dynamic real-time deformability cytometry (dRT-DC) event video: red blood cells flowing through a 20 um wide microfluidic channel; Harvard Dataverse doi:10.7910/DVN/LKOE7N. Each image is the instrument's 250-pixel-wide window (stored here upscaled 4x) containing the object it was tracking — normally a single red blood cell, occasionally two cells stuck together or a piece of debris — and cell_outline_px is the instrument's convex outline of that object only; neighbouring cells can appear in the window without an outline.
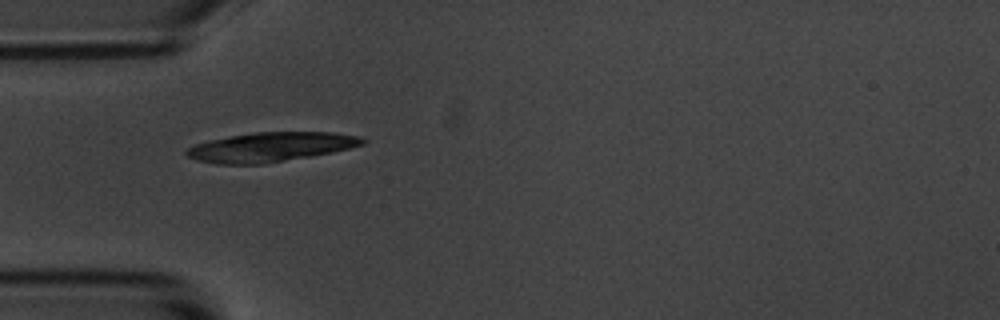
{"species": "common noctule bat (a hibernating species)", "species_latin": "Nyctalus noctula", "temperature_condition": "room temperature", "stored_images_in_passage": 2, "camera_frame_rate_fps": 3000, "um_per_image_px": 0.085, "animal": {"sex": "male", "body_mass_g": 20.1, "forearm_length_mm": 53.5}, "frame": {"image": 1, "passage_image": 1, "time_ms": 0.0, "image_size_px": [1000, 320], "cell_outline_px": [[368, 140], [364, 144], [332, 152], [264, 164], [216, 164], [196, 160], [188, 156], [184, 152], [188, 148], [196, 144], [208, 140], [228, 136], [256, 132], [332, 132], [360, 136]], "centroid_in_image_um": [22.99, 12.49], "position_along_channel_um": 62.0, "area_um2": 30.11}}